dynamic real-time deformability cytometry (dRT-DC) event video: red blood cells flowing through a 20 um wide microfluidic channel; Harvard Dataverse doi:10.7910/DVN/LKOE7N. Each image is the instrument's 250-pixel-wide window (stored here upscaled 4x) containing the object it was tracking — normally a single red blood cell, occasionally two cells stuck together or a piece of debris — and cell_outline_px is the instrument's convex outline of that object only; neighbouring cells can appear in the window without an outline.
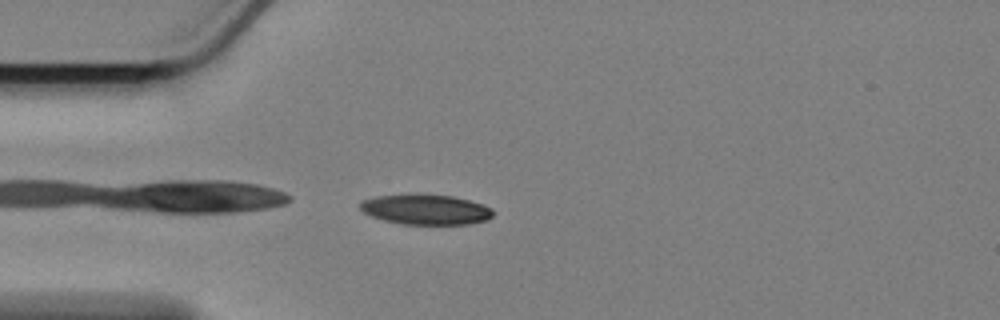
{"species": "Egyptian fruit bat (a non-hibernating species)", "species_latin": "Rousettus aegyptiacus", "temperature_condition": "cold", "stored_images_in_passage": 44, "camera_frame_rate_fps": 3000, "um_per_image_px": 0.085, "animal": {"sex": "female"}, "frame": {"image": 1, "passage_image": 1, "time_ms": 0.0, "image_size_px": [1000, 320], "cell_outline_px": [[492, 216], [484, 220], [468, 224], [400, 224], [384, 220], [372, 216], [364, 212], [360, 208], [360, 204], [364, 200], [376, 196], [408, 192], [416, 192], [452, 196], [484, 204], [492, 208]], "centroid_in_image_um": [36.16, 17.77], "position_along_channel_um": 48.8, "area_um2": 23.76}}
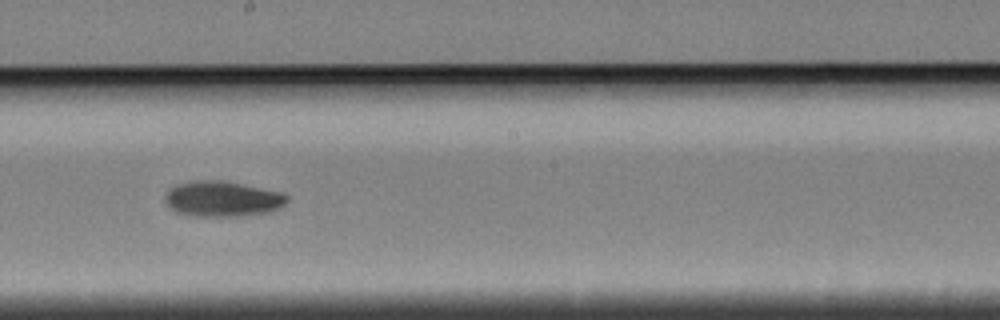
{"frame": {"image": 2, "passage_image": 18, "time_ms": 5.667, "image_size_px": [1000, 320], "cell_outline_px": [[288, 200], [280, 208], [272, 212], [240, 216], [192, 216], [176, 212], [168, 208], [164, 200], [164, 196], [168, 188], [176, 184], [192, 180], [224, 180], [280, 192], [288, 196]], "centroid_in_image_um": [18.86, 16.9], "position_along_channel_um": 229.3, "area_um2": 25.66}}
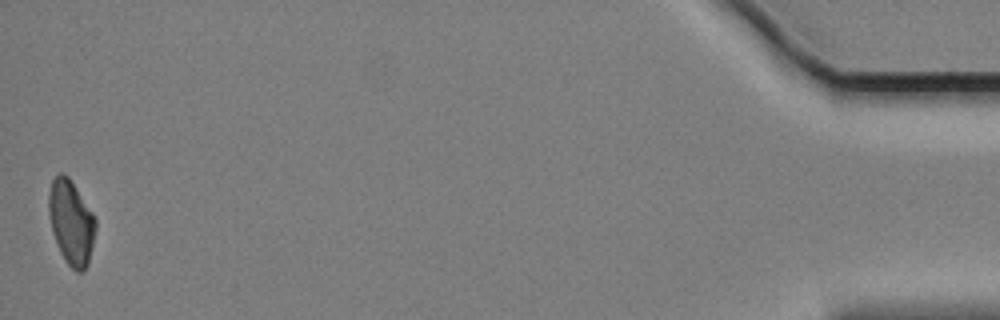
{"frame": {"image": 3, "passage_image": 44, "time_ms": 14.333, "image_size_px": [1000, 320], "cell_outline_px": [[96, 228], [88, 264], [84, 272], [76, 272], [64, 260], [60, 252], [52, 228], [48, 212], [48, 192], [52, 180], [60, 172], [64, 172], [68, 176], [92, 212], [96, 220]], "centroid_in_image_um": [6.04, 18.9], "position_along_channel_um": 429.2, "area_um2": 22.95}, "authors_computed_cell_mechanics": {"area_um2": 24.1315, "velocity_mm_per_s": 3.3706, "shape_relaxation_time_tau1_ms": 4.955, "shape_relaxation_time_tau2_ms": 6.992, "deformation_change_tau1": 0.1407, "deformation_change_tau2": 0.0843}}